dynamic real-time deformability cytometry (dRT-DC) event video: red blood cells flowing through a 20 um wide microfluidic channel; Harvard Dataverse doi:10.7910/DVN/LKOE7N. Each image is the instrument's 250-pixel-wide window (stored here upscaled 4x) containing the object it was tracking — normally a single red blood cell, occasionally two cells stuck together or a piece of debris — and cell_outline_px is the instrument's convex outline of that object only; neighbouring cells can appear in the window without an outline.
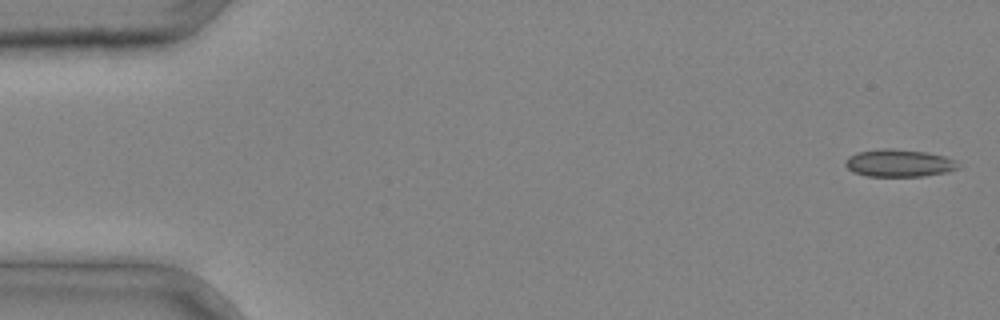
{"species": "common noctule bat (a hibernating species)", "species_latin": "Nyctalus noctula", "temperature_condition": "cold", "stored_images_in_passage": 4, "camera_frame_rate_fps": 3000, "um_per_image_px": 0.085, "animal": {"sex": "male", "body_mass_g": 20.4}, "frame": {"image": 1, "passage_image": 1, "time_ms": 0.0, "image_size_px": [1000, 320], "cell_outline_px": [[960, 168], [948, 172], [924, 176], [868, 176], [852, 172], [844, 164], [844, 160], [848, 156], [856, 152], [884, 148], [892, 148], [924, 152], [944, 156], [956, 160], [960, 164]], "centroid_in_image_um": [76.41, 13.86], "position_along_channel_um": 8.6, "area_um2": 18.26}}
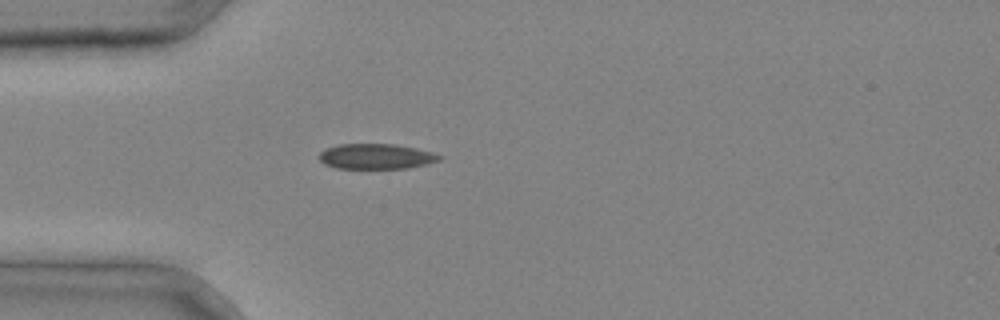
{"frame": {"image": 2, "passage_image": 4, "time_ms": 1.0, "image_size_px": [1000, 320], "cell_outline_px": [[444, 156], [440, 160], [408, 168], [336, 168], [324, 164], [320, 160], [320, 152], [328, 148], [340, 144], [396, 144], [416, 148], [432, 152]], "centroid_in_image_um": [31.99, 13.29], "position_along_channel_um": 53.0, "area_um2": 17.57}}